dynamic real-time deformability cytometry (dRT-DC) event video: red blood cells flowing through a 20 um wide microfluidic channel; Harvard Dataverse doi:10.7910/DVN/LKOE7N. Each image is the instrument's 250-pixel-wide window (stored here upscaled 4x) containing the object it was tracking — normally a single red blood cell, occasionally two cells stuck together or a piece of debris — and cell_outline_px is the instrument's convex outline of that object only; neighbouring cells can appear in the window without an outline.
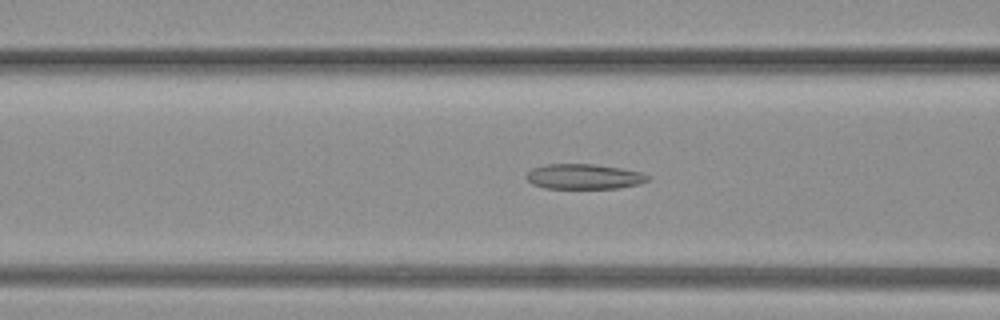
{"species": "common noctule bat (a hibernating species)", "species_latin": "Nyctalus noctula", "temperature_condition": "warm", "stored_images_in_passage": 19, "camera_frame_rate_fps": 3000, "um_per_image_px": 0.085, "animal": {"sex": "female", "body_mass_g": 19.3, "forearm_length_mm": 54.1}, "frame": {"image": 1, "passage_image": 11, "time_ms": 3.333, "image_size_px": [1000, 320], "cell_outline_px": [[652, 176], [648, 180], [640, 184], [616, 188], [544, 188], [532, 184], [524, 176], [532, 168], [544, 164], [596, 164], [620, 168], [640, 172]], "centroid_in_image_um": [49.62, 15.0], "position_along_channel_um": 117.0, "area_um2": 17.86}}
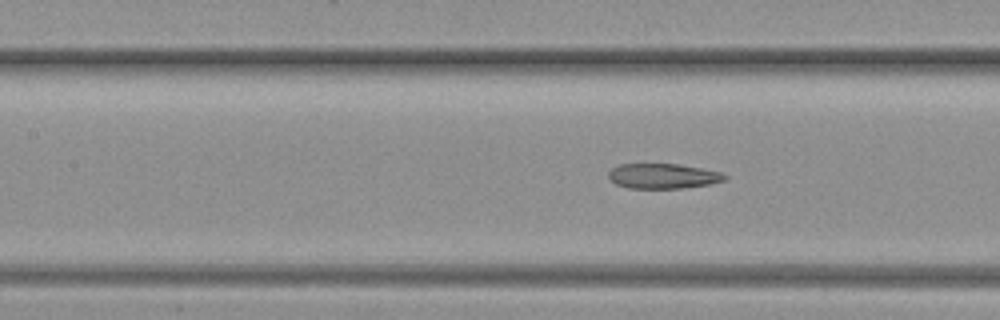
{"frame": {"image": 2, "passage_image": 15, "time_ms": 4.667, "image_size_px": [1000, 320], "cell_outline_px": [[728, 176], [724, 180], [708, 184], [680, 188], [628, 188], [616, 184], [608, 176], [608, 172], [612, 168], [620, 164], [676, 164], [724, 172]], "centroid_in_image_um": [56.35, 14.96], "position_along_channel_um": 151.0, "area_um2": 16.82}}